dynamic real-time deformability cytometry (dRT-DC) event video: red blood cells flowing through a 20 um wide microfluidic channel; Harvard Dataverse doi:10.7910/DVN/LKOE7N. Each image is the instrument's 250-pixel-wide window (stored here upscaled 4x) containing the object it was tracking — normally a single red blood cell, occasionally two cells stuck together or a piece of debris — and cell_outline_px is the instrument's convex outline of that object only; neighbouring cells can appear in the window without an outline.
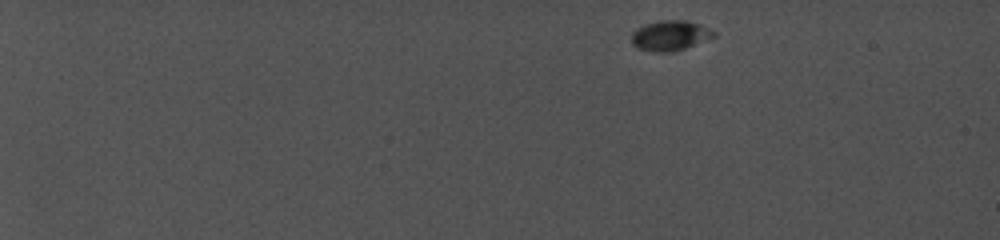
{"species": "common noctule bat (a hibernating species)", "species_latin": "Nyctalus noctula", "temperature_condition": "cold", "stored_images_in_passage": 40, "camera_frame_rate_fps": 5000, "um_per_image_px": 0.085, "animal": {"sex": "female", "body_mass_g": 19.0, "forearm_length_mm": 56.7}, "frame": {"image": 1, "passage_image": 1, "time_ms": 0.0, "image_size_px": [1000, 240], "cell_outline_px": [[716, 36], [684, 48], [672, 52], [656, 52], [636, 48], [632, 44], [632, 32], [636, 28], [644, 24], [660, 20], [684, 20], [700, 24], [716, 32]], "centroid_in_image_um": [56.93, 3.01], "position_along_channel_um": 28.1, "area_um2": 14.45}}
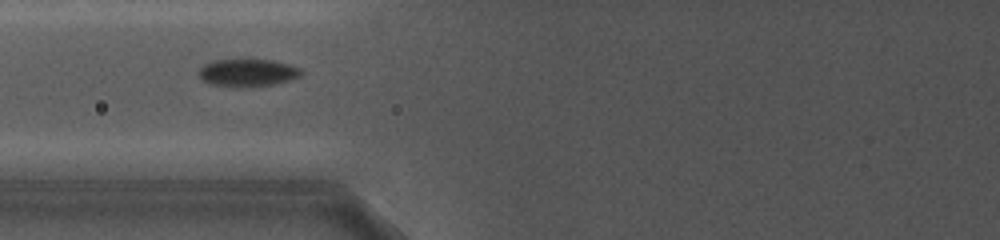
{"frame": {"image": 2, "passage_image": 18, "time_ms": 6.6, "image_size_px": [1000, 240], "cell_outline_px": [[304, 72], [300, 76], [288, 80], [268, 84], [216, 84], [204, 80], [200, 76], [200, 68], [204, 64], [212, 60], [272, 60], [288, 64], [300, 68]], "centroid_in_image_um": [21.09, 6.11], "position_along_channel_um": 104.7, "area_um2": 15.26}}
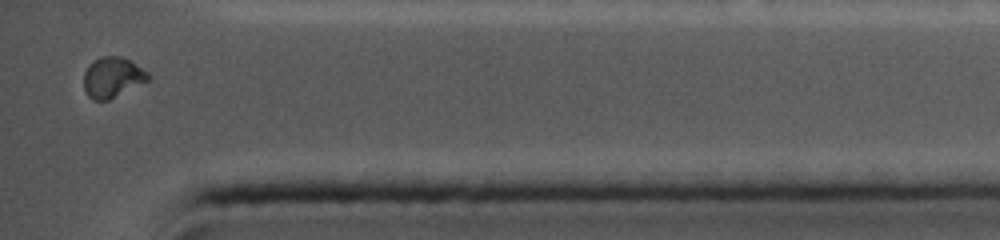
{"frame": {"image": 3, "passage_image": 40, "time_ms": 14.8, "image_size_px": [1000, 240], "cell_outline_px": [[152, 76], [148, 80], [108, 100], [92, 100], [88, 96], [84, 88], [84, 72], [88, 64], [92, 60], [100, 56], [120, 56], [128, 60], [148, 72]], "centroid_in_image_um": [9.52, 6.56], "position_along_channel_um": 425.7, "area_um2": 15.09}, "authors_computed_cell_mechanics": {"area_um2": 15.1725, "velocity_mm_per_s": 3.9139, "shape_relaxation_time_tau1_ms": 3.8718, "shape_relaxation_time_tau2_ms": null, "deformation_change_tau1": 0.1244, "deformation_change_tau2": null}}